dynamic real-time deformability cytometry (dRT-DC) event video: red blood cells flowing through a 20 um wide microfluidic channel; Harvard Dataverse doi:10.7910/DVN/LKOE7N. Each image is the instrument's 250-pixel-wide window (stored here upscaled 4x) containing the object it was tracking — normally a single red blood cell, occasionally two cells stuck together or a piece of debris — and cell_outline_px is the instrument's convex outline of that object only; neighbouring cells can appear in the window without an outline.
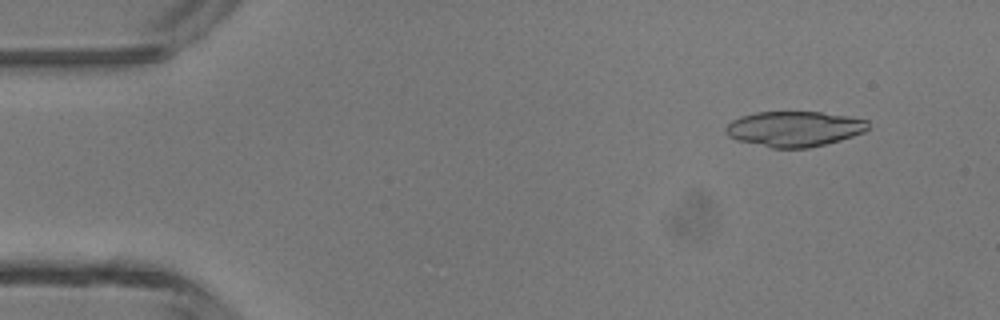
{"species": "common noctule bat (a hibernating species)", "species_latin": "Nyctalus noctula", "temperature_condition": "room temperature", "stored_images_in_passage": 5, "camera_frame_rate_fps": 3000, "um_per_image_px": 0.085, "animal": {"sex": "male", "body_mass_g": 13.3}, "frame": {"image": 1, "passage_image": 2, "time_ms": 1.333, "image_size_px": [1000, 320], "cell_outline_px": [[868, 128], [864, 132], [840, 140], [808, 148], [772, 148], [736, 140], [728, 136], [724, 128], [732, 120], [740, 116], [756, 112], [820, 112], [848, 116], [868, 120]], "centroid_in_image_um": [67.49, 10.95], "position_along_channel_um": 17.5, "area_um2": 29.3}}